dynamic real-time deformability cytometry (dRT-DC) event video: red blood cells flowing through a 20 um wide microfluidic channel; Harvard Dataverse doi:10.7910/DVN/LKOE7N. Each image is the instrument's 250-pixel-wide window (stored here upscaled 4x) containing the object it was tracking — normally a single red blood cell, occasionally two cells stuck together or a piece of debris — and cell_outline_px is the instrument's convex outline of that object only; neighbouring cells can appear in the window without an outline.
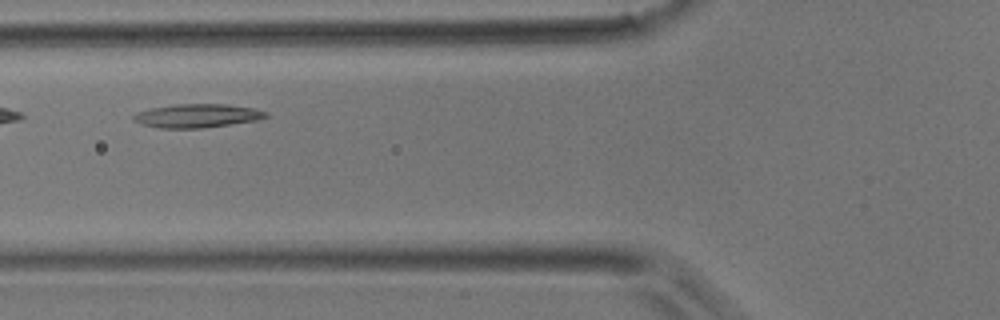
{"species": "common noctule bat (a hibernating species)", "species_latin": "Nyctalus noctula", "temperature_condition": "room temperature", "stored_images_in_passage": 3, "camera_frame_rate_fps": 3000, "um_per_image_px": 0.085, "animal": {"sex": "male", "body_mass_g": 17.9}, "frame": {"image": 1, "passage_image": 3, "time_ms": 0.667, "image_size_px": [1000, 320], "cell_outline_px": [[272, 116], [256, 120], [204, 128], [160, 128], [140, 124], [132, 120], [132, 116], [140, 112], [152, 108], [172, 104], [228, 104], [252, 108], [268, 112]], "centroid_in_image_um": [16.78, 9.84], "position_along_channel_um": 109.0, "area_um2": 18.26}}